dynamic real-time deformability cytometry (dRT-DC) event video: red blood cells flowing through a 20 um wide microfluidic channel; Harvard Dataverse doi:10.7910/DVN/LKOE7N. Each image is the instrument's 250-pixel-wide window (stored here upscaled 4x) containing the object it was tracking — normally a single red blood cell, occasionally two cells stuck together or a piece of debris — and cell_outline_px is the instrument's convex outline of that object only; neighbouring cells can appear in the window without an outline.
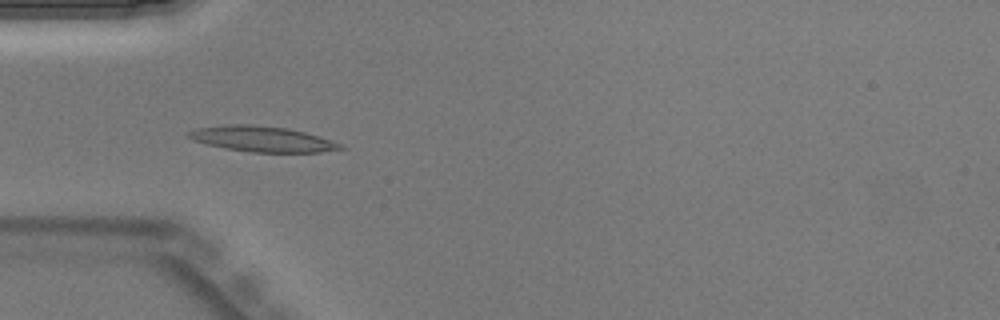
{"species": "Egyptian fruit bat (a non-hibernating species)", "species_latin": "Rousettus aegyptiacus", "temperature_condition": "warm", "stored_images_in_passage": 44, "camera_frame_rate_fps": 3000, "um_per_image_px": 0.085, "animal": {"sex": "male"}, "frame": {"image": 1, "passage_image": 13, "time_ms": 4.0, "image_size_px": [1000, 320], "cell_outline_px": [[344, 148], [320, 152], [252, 152], [224, 148], [204, 144], [192, 140], [188, 136], [188, 132], [196, 128], [228, 124], [252, 124], [288, 128], [320, 136], [344, 144]], "centroid_in_image_um": [22.28, 11.81], "position_along_channel_um": 62.7, "area_um2": 22.72}}
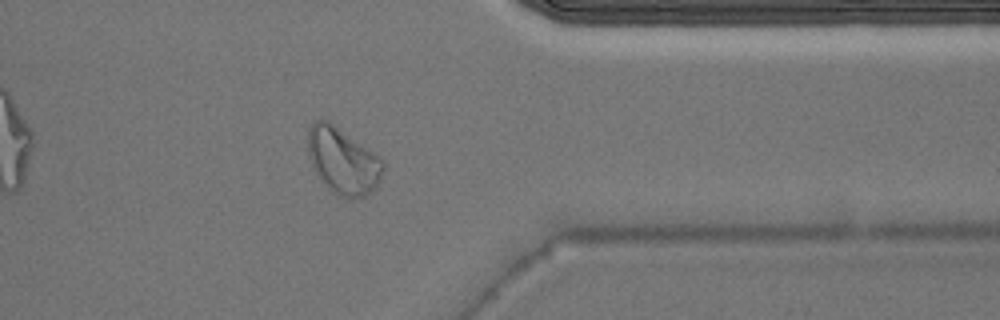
{"frame": {"image": 2, "passage_image": 35, "time_ms": 11.333, "image_size_px": [1000, 320], "cell_outline_px": [[384, 168], [380, 180], [376, 188], [364, 196], [340, 196], [332, 192], [312, 168], [308, 156], [308, 132], [312, 124], [320, 116], [328, 120], [380, 156], [384, 160]], "centroid_in_image_um": [29.14, 13.63], "position_along_channel_um": 382.3, "area_um2": 29.02}}
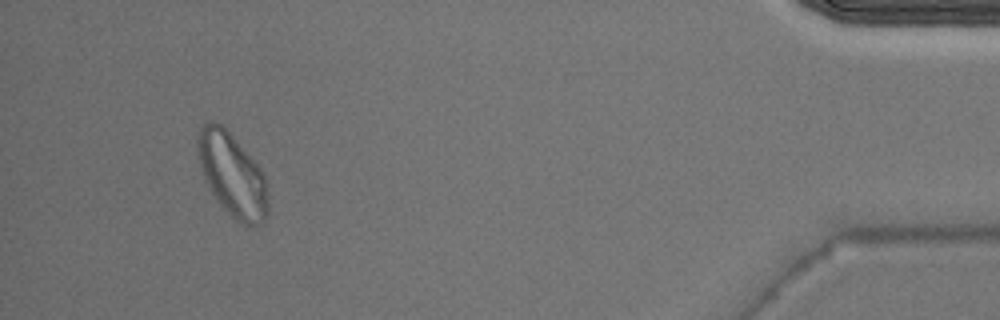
{"frame": {"image": 3, "passage_image": 41, "time_ms": 13.333, "image_size_px": [1000, 320], "cell_outline_px": [[268, 212], [264, 220], [260, 224], [244, 224], [236, 220], [216, 200], [204, 180], [200, 168], [196, 152], [196, 140], [200, 124], [208, 120], [216, 120], [232, 136], [260, 168], [264, 176], [268, 192]], "centroid_in_image_um": [19.68, 14.82], "position_along_channel_um": 415.5, "area_um2": 34.22}}